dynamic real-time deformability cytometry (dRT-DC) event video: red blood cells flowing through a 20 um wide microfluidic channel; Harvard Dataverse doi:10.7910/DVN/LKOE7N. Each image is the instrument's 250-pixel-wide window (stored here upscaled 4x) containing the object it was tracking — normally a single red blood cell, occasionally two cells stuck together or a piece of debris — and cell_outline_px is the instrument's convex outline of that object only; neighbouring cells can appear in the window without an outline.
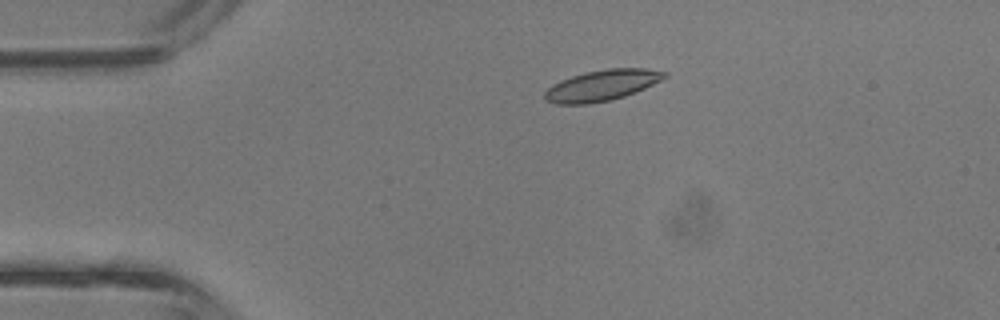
{"species": "common noctule bat (a hibernating species)", "species_latin": "Nyctalus noctula", "temperature_condition": "room temperature", "stored_images_in_passage": 3, "camera_frame_rate_fps": 3000, "um_per_image_px": 0.085, "animal": {"sex": "male", "body_mass_g": 13.3}, "frame": {"image": 1, "passage_image": 2, "time_ms": 0.333, "image_size_px": [1000, 320], "cell_outline_px": [[668, 76], [644, 88], [624, 96], [612, 100], [588, 104], [556, 104], [544, 100], [544, 92], [552, 84], [560, 80], [572, 76], [588, 72], [608, 68], [648, 68], [668, 72]], "centroid_in_image_um": [51.15, 7.26], "position_along_channel_um": 33.9, "area_um2": 21.56}}